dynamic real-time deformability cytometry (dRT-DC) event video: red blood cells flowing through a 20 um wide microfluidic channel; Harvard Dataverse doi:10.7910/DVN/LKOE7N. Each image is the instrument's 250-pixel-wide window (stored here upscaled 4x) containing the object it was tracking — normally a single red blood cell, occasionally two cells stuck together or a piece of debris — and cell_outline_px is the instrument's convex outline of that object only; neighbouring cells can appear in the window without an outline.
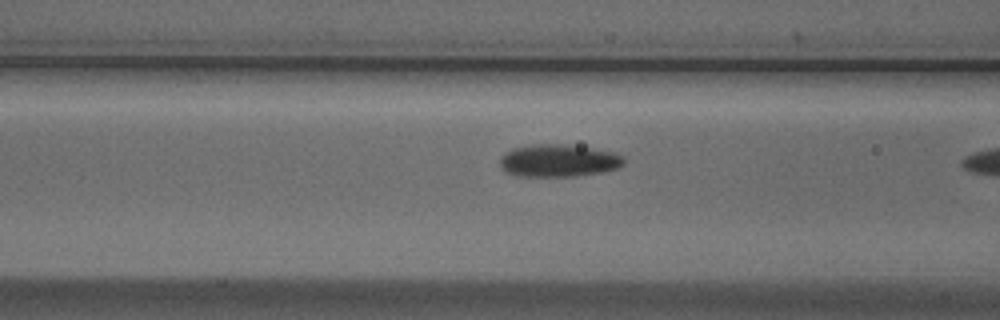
{"species": "Egyptian fruit bat (a non-hibernating species)", "species_latin": "Rousettus aegyptiacus", "temperature_condition": "cold", "stored_images_in_passage": 19, "camera_frame_rate_fps": 3000, "um_per_image_px": 0.085, "animal": {"sex": "male"}, "frame": {"image": 1, "passage_image": 18, "time_ms": 5.667, "image_size_px": [1000, 320], "cell_outline_px": [[624, 164], [620, 168], [600, 172], [576, 176], [516, 176], [504, 172], [500, 168], [500, 156], [504, 152], [512, 148], [532, 144], [568, 144], [616, 152], [624, 156]], "centroid_in_image_um": [47.46, 13.64], "position_along_channel_um": 119.1, "area_um2": 23.93}}